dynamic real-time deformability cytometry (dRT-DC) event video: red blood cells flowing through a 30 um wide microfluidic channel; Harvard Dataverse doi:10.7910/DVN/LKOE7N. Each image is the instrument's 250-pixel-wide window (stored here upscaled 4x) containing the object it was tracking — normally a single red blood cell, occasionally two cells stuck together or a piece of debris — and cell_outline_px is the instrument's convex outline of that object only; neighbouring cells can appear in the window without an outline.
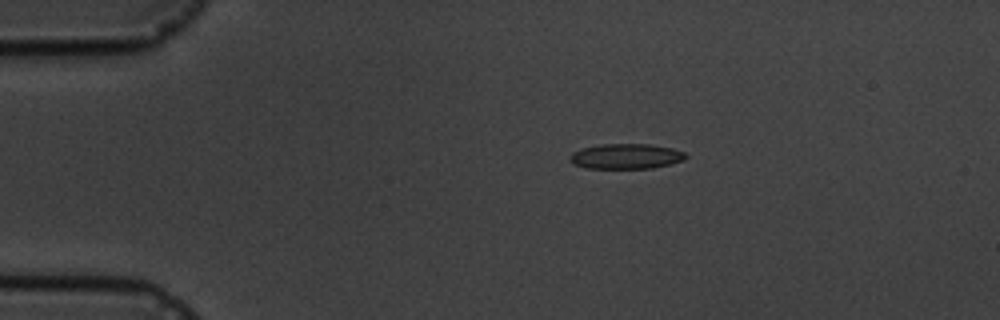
{"species": "common noctule bat (a hibernating species)", "species_latin": "Nyctalus noctula", "temperature_condition": "cold", "stored_images_in_passage": 5, "camera_frame_rate_fps": 3000, "um_per_image_px": 0.085, "animal": {"sex": "male", "body_mass_g": 19.5, "forearm_length_mm": 54.6}, "frame": {"image": 1, "passage_image": 3, "time_ms": 3.333, "image_size_px": [1000, 320], "cell_outline_px": [[688, 156], [684, 160], [672, 164], [652, 168], [584, 168], [572, 164], [568, 160], [568, 156], [572, 152], [580, 148], [604, 144], [648, 144], [672, 148], [684, 152]], "centroid_in_image_um": [53.17, 13.29], "position_along_channel_um": 31.8, "area_um2": 17.22}}